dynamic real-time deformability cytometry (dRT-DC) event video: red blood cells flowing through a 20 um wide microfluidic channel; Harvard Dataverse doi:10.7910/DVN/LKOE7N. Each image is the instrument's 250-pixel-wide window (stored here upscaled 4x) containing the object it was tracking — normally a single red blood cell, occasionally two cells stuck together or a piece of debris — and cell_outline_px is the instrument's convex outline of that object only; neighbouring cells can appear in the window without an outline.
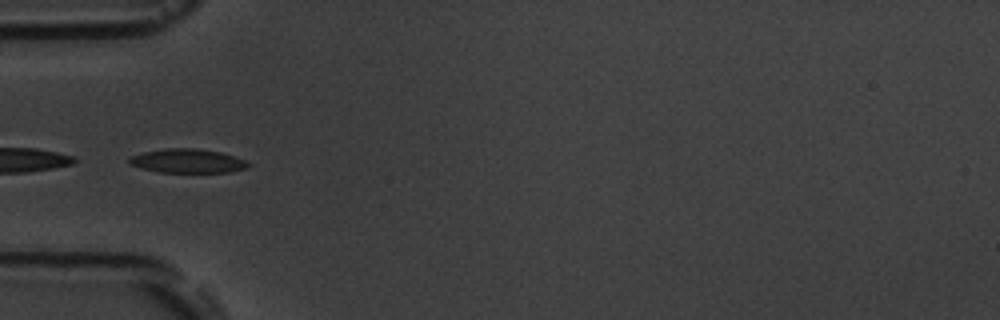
{"species": "common noctule bat (a hibernating species)", "species_latin": "Nyctalus noctula", "temperature_condition": "room temperature", "stored_images_in_passage": 10, "segment_of_instrument_passage": [2, 2], "camera_frame_rate_fps": 3000, "um_per_image_px": 0.085, "animal": {"sex": "male", "body_mass_g": 19.5, "forearm_length_mm": 54.6}, "frame": {"image": 1, "passage_image": 4, "time_ms": 3.333, "image_size_px": [1000, 320], "cell_outline_px": [[252, 164], [248, 168], [232, 172], [160, 172], [140, 168], [128, 164], [128, 160], [132, 156], [144, 152], [164, 148], [196, 148], [220, 152], [244, 160]], "centroid_in_image_um": [15.94, 13.68], "position_along_channel_um": 69.1, "area_um2": 16.65}}
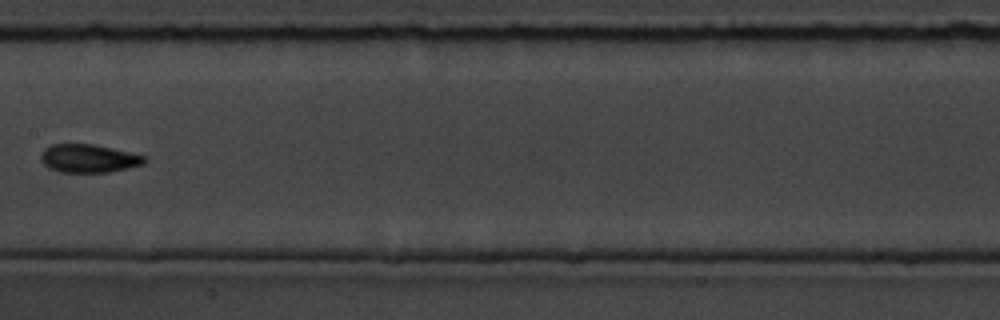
{"frame": {"image": 2, "passage_image": 7, "time_ms": 7.0, "image_size_px": [1000, 320], "cell_outline_px": [[148, 160], [144, 164], [128, 168], [108, 172], [60, 172], [48, 168], [40, 160], [40, 156], [44, 148], [52, 144], [92, 144], [112, 148], [148, 156]], "centroid_in_image_um": [7.55, 13.46], "position_along_channel_um": 199.8, "area_um2": 17.22}}
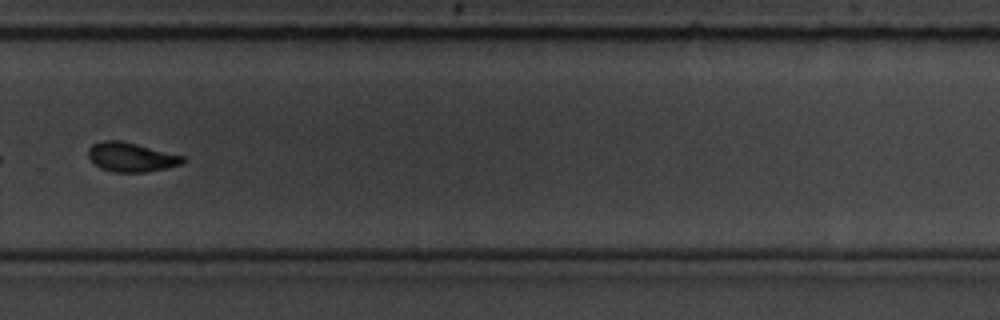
{"frame": {"image": 3, "passage_image": 10, "time_ms": 10.333, "image_size_px": [1000, 320], "cell_outline_px": [[188, 160], [180, 164], [164, 168], [144, 172], [112, 172], [100, 168], [88, 156], [88, 148], [92, 144], [104, 140], [120, 140], [184, 156]], "centroid_in_image_um": [11.13, 13.35], "position_along_channel_um": 318.7, "area_um2": 15.95}}